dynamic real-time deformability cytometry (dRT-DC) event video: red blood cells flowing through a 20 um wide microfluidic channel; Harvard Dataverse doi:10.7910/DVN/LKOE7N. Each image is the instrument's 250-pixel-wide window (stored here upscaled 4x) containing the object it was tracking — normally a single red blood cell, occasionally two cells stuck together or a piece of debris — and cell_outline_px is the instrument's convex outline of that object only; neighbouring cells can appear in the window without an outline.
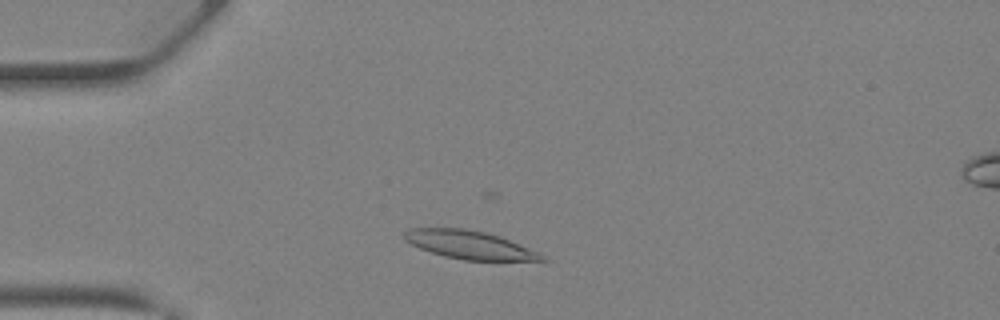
{"species": "Egyptian fruit bat (a non-hibernating species)", "species_latin": "Rousettus aegyptiacus", "temperature_condition": "warm", "stored_images_in_passage": 31, "camera_frame_rate_fps": 3000, "um_per_image_px": 0.085, "animal": {"sex": "female"}, "frame": {"image": 1, "passage_image": 6, "time_ms": 1.667, "image_size_px": [1000, 320], "cell_outline_px": [[552, 260], [464, 260], [444, 256], [420, 248], [404, 240], [404, 232], [412, 228], [464, 228], [484, 232], [508, 240], [536, 252]], "centroid_in_image_um": [39.85, 20.81], "position_along_channel_um": 45.2, "area_um2": 22.02}}
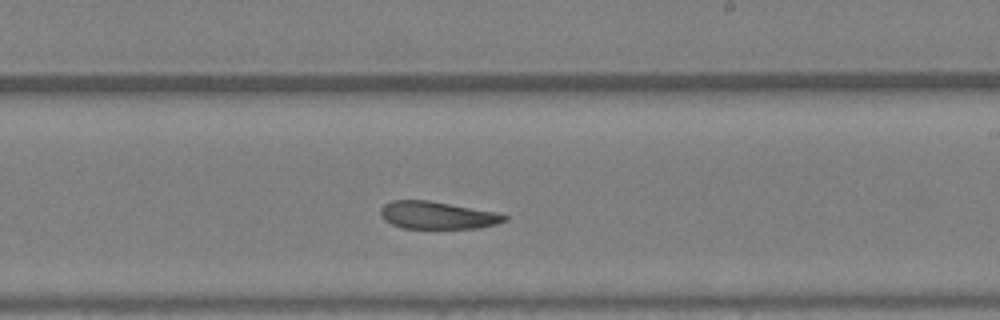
{"frame": {"image": 2, "passage_image": 20, "time_ms": 6.333, "image_size_px": [1000, 320], "cell_outline_px": [[508, 220], [496, 224], [476, 228], [404, 228], [392, 224], [384, 220], [380, 212], [380, 208], [384, 204], [392, 200], [428, 200], [496, 212], [508, 216]], "centroid_in_image_um": [37.16, 18.29], "position_along_channel_um": 251.8, "area_um2": 19.77}}
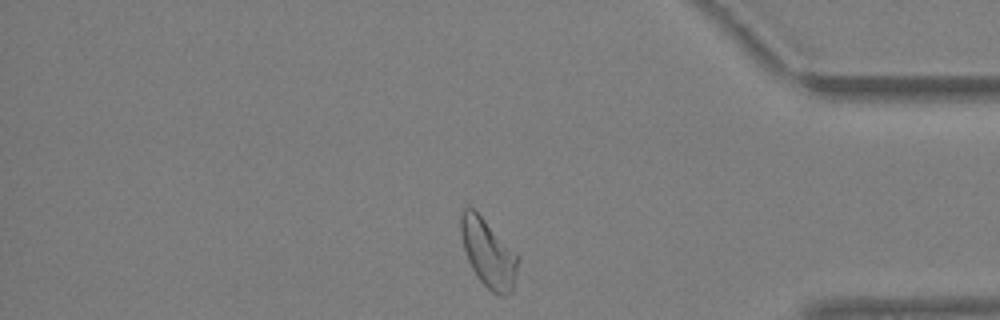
{"frame": {"image": 3, "passage_image": 30, "time_ms": 9.667, "image_size_px": [1000, 320], "cell_outline_px": [[520, 260], [512, 292], [508, 296], [500, 296], [492, 292], [480, 280], [472, 268], [468, 260], [464, 248], [460, 232], [460, 216], [464, 208], [472, 208], [520, 256]], "centroid_in_image_um": [41.54, 21.57], "position_along_channel_um": 393.7, "area_um2": 22.48}, "authors_computed_cell_mechanics": {"area_um2": 21.675, "velocity_mm_per_s": 4.9695, "shape_relaxation_time_tau1_ms": 7.3496, "shape_relaxation_time_tau2_ms": 5.1586, "deformation_change_tau1": 0.2107, "deformation_change_tau2": 0.1534}}